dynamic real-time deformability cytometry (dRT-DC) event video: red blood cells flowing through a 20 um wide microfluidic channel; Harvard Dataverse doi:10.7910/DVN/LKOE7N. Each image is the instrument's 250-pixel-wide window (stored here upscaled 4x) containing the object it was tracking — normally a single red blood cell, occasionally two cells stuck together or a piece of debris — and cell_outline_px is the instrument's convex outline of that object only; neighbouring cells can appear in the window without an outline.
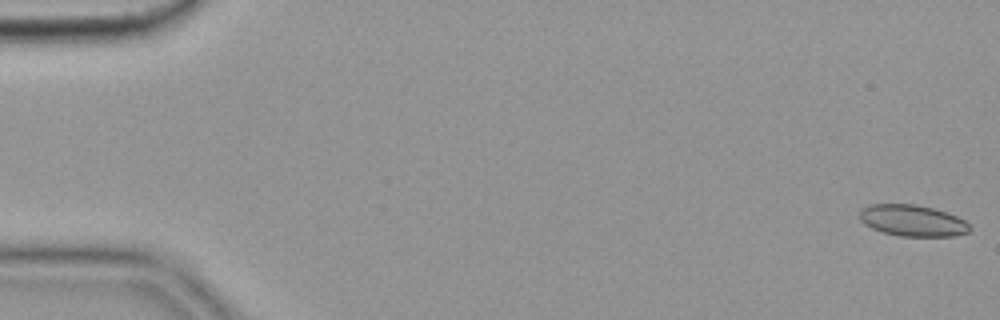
{"species": "common noctule bat (a hibernating species)", "species_latin": "Nyctalus noctula", "temperature_condition": "cold", "stored_images_in_passage": 15, "camera_frame_rate_fps": 3000, "um_per_image_px": 0.085, "animal": {"sex": "female", "body_mass_g": 19.9}, "frame": {"image": 1, "passage_image": 1, "time_ms": 0.0, "image_size_px": [1000, 320], "cell_outline_px": [[972, 228], [968, 232], [956, 236], [900, 236], [884, 232], [872, 228], [864, 224], [860, 220], [860, 208], [868, 204], [916, 204], [948, 212], [964, 220]], "centroid_in_image_um": [77.56, 18.74], "position_along_channel_um": 7.4, "area_um2": 20.23}}
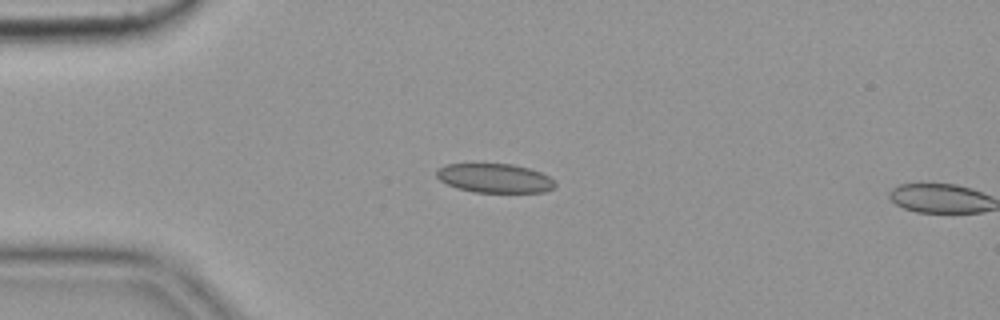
{"frame": {"image": 2, "passage_image": 14, "time_ms": 4.333, "image_size_px": [1000, 320], "cell_outline_px": [[556, 184], [552, 188], [544, 192], [472, 192], [456, 188], [440, 180], [436, 176], [436, 168], [448, 164], [512, 164], [528, 168], [540, 172], [548, 176]], "centroid_in_image_um": [42.01, 15.14], "position_along_channel_um": 43.0, "area_um2": 20.0}}